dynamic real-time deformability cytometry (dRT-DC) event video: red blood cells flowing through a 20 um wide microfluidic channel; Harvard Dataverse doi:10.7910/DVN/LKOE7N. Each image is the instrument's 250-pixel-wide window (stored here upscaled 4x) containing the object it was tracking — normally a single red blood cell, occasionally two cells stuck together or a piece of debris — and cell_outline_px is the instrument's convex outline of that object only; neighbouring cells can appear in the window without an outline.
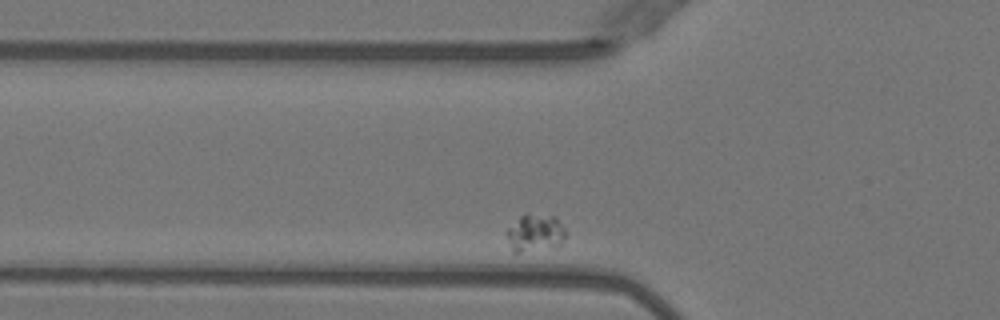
{"species": "Egyptian fruit bat (a non-hibernating species)", "species_latin": "Rousettus aegyptiacus", "temperature_condition": "warm", "stored_images_in_passage": 30, "camera_frame_rate_fps": 3000, "um_per_image_px": 0.085, "animal": {"sex": "female"}, "frame": {"image": 1, "passage_image": 2, "time_ms": 0.333, "image_size_px": [1000, 320], "cell_outline_px": [[568, 236], [556, 248], [520, 252], [512, 252], [504, 232], [524, 212], [556, 216], [564, 228]], "centroid_in_image_um": [45.5, 19.8], "position_along_channel_um": 80.3, "area_um2": 13.47}}
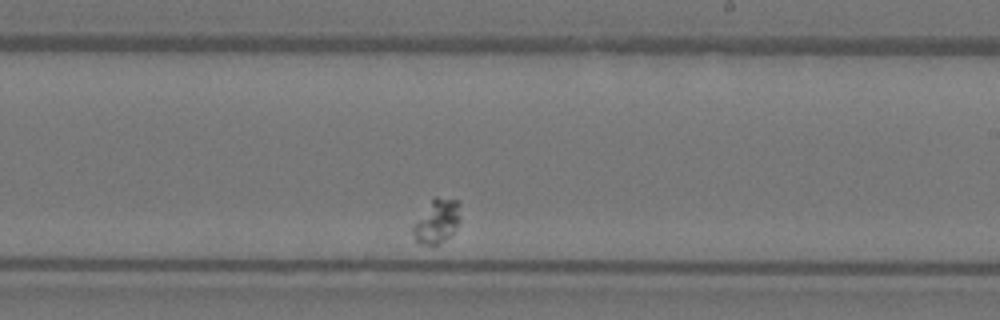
{"frame": {"image": 2, "passage_image": 18, "time_ms": 5.667, "image_size_px": [1000, 320], "cell_outline_px": [[460, 220], [456, 228], [440, 244], [420, 244], [416, 240], [412, 232], [412, 228], [432, 200], [436, 196], [460, 200]], "centroid_in_image_um": [37.19, 18.79], "position_along_channel_um": 251.8, "area_um2": 11.85}}
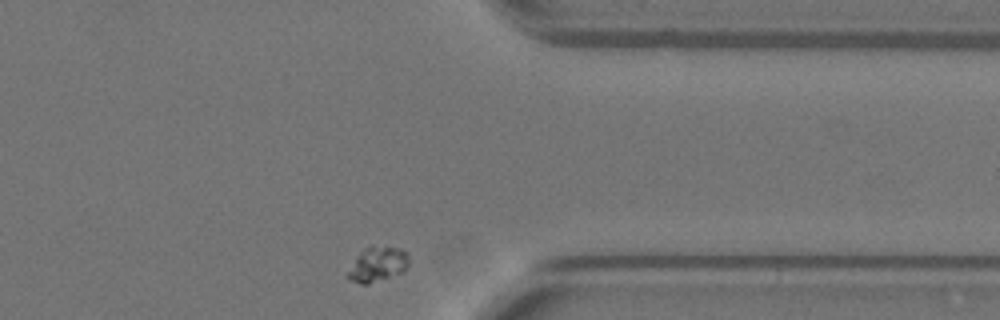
{"frame": {"image": 3, "passage_image": 30, "time_ms": 9.667, "image_size_px": [1000, 320], "cell_outline_px": [[408, 268], [400, 272], [368, 284], [360, 284], [348, 280], [344, 276], [360, 252], [364, 248], [372, 244], [400, 248], [408, 256]], "centroid_in_image_um": [32.04, 22.45], "position_along_channel_um": 379.4, "area_um2": 12.48}}